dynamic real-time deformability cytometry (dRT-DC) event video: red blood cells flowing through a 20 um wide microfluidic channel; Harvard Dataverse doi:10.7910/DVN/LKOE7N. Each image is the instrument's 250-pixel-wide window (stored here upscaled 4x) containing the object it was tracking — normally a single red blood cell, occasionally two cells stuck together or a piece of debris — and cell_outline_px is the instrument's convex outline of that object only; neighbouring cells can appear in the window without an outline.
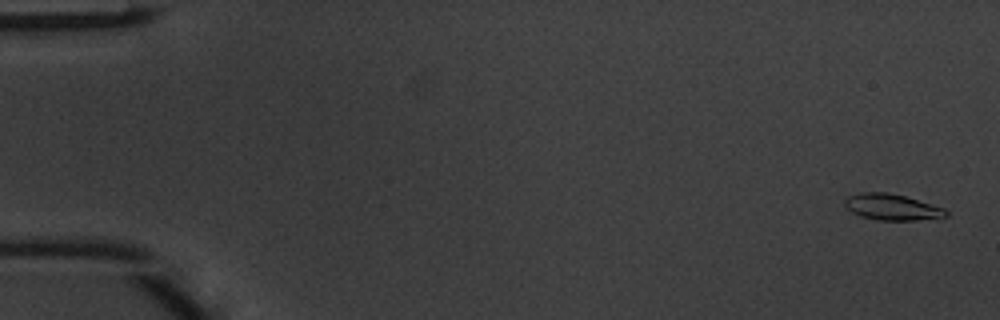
{"species": "common noctule bat (a hibernating species)", "species_latin": "Nyctalus noctula", "temperature_condition": "warm", "stored_images_in_passage": 49, "camera_frame_rate_fps": 3000, "um_per_image_px": 0.085, "animal": {"sex": "male", "body_mass_g": 20.1, "forearm_length_mm": 53.5}, "frame": {"image": 1, "passage_image": 2, "time_ms": 0.333, "image_size_px": [1000, 320], "cell_outline_px": [[948, 216], [916, 220], [876, 220], [860, 216], [852, 212], [844, 204], [844, 200], [848, 196], [860, 192], [888, 192], [904, 196], [944, 208], [948, 212]], "centroid_in_image_um": [75.79, 17.6], "position_along_channel_um": 9.2, "area_um2": 15.32}}
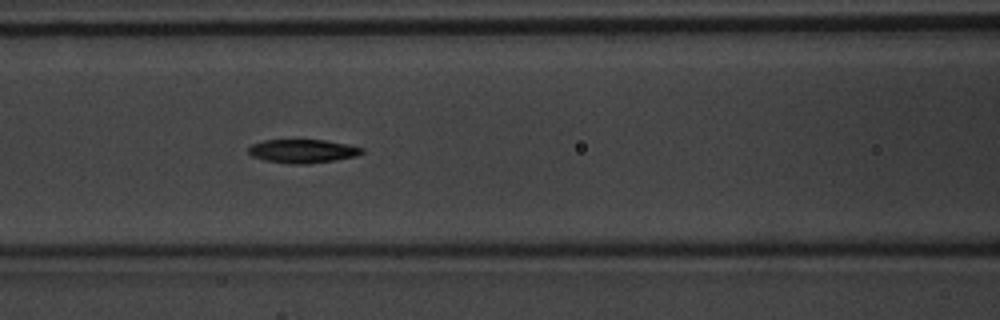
{"frame": {"image": 2, "passage_image": 22, "time_ms": 7.0, "image_size_px": [1000, 320], "cell_outline_px": [[364, 152], [356, 156], [336, 160], [308, 164], [288, 164], [264, 160], [252, 156], [248, 152], [248, 148], [252, 144], [264, 140], [324, 140], [348, 144], [364, 148]], "centroid_in_image_um": [25.74, 12.85], "position_along_channel_um": 140.9, "area_um2": 15.72}}
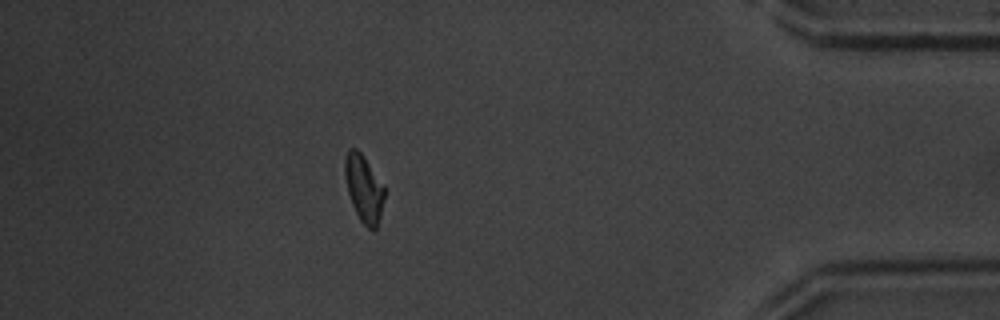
{"frame": {"image": 3, "passage_image": 44, "time_ms": 14.333, "image_size_px": [1000, 320], "cell_outline_px": [[384, 196], [380, 216], [376, 228], [372, 232], [360, 220], [352, 204], [348, 192], [344, 172], [344, 156], [348, 148], [356, 148], [364, 156], [384, 188]], "centroid_in_image_um": [30.89, 16.0], "position_along_channel_um": 404.3, "area_um2": 15.26}, "authors_computed_cell_mechanics": {"area_um2": 15.6638, "velocity_mm_per_s": 4.1663, "shape_relaxation_time_tau1_ms": 2.3895, "shape_relaxation_time_tau2_ms": 6.2136, "deformation_change_tau1": 0.1478, "deformation_change_tau2": 0.131}}